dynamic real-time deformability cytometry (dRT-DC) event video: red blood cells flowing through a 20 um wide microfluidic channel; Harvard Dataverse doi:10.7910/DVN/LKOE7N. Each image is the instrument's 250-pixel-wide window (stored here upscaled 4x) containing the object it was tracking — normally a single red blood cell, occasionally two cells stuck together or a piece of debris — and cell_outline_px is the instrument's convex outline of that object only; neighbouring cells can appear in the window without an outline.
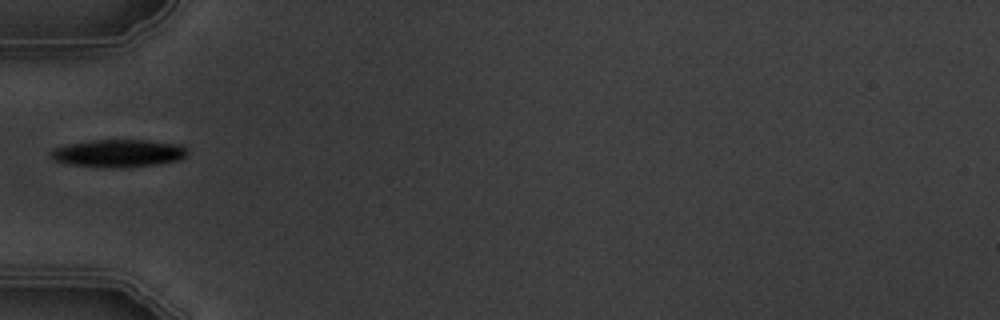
{"species": "common noctule bat (a hibernating species)", "species_latin": "Nyctalus noctula", "temperature_condition": "warm", "stored_images_in_passage": 2, "camera_frame_rate_fps": 3000, "um_per_image_px": 0.085, "animal": {"sex": "male", "body_mass_g": 19.5, "forearm_length_mm": 54.6}, "frame": {"image": 1, "passage_image": 2, "time_ms": 1.0, "image_size_px": [1000, 320], "cell_outline_px": [[188, 152], [180, 160], [152, 164], [68, 164], [56, 160], [52, 156], [52, 148], [68, 144], [92, 140], [144, 140], [180, 144], [188, 148]], "centroid_in_image_um": [10.12, 12.95], "position_along_channel_um": 74.9, "area_um2": 20.46}}